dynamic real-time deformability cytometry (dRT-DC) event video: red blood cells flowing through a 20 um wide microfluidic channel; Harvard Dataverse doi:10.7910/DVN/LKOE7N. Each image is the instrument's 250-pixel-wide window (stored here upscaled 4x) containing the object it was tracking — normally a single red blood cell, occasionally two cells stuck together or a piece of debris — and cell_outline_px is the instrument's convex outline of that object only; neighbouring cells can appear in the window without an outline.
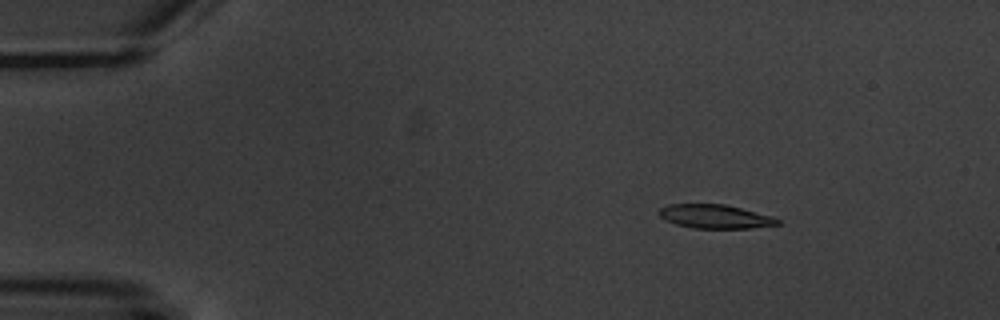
{"species": "common noctule bat (a hibernating species)", "species_latin": "Nyctalus noctula", "temperature_condition": "warm", "stored_images_in_passage": 10, "camera_frame_rate_fps": 3000, "um_per_image_px": 0.085, "animal": {"sex": "male", "body_mass_g": 20.1, "forearm_length_mm": 53.5}, "frame": {"image": 1, "passage_image": 2, "time_ms": 2.0, "image_size_px": [1000, 320], "cell_outline_px": [[780, 224], [752, 228], [692, 228], [676, 224], [664, 220], [656, 212], [660, 208], [668, 204], [724, 204], [772, 216], [780, 220]], "centroid_in_image_um": [60.74, 18.4], "position_along_channel_um": 24.3, "area_um2": 16.47}}
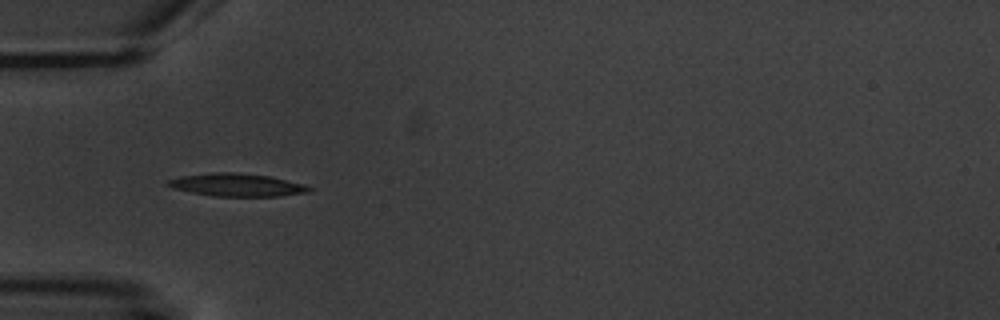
{"frame": {"image": 2, "passage_image": 5, "time_ms": 5.333, "image_size_px": [1000, 320], "cell_outline_px": [[312, 188], [308, 192], [280, 196], [212, 196], [172, 188], [164, 184], [168, 180], [180, 176], [212, 172], [236, 172], [268, 176], [304, 184]], "centroid_in_image_um": [20.09, 15.71], "position_along_channel_um": 64.9, "area_um2": 18.73}}
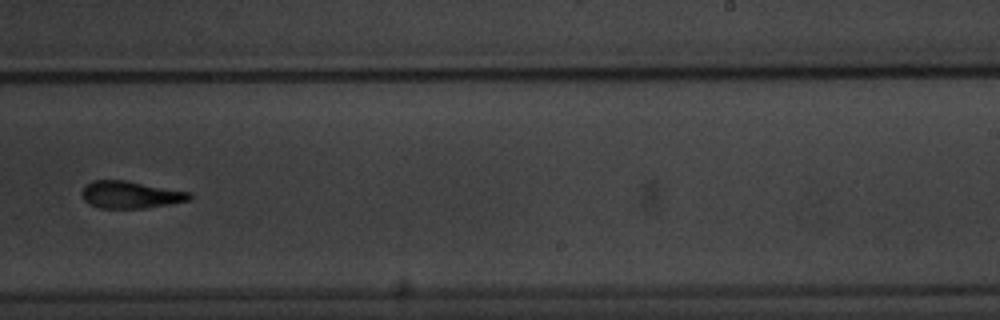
{"frame": {"image": 3, "passage_image": 10, "time_ms": 11.333, "image_size_px": [1000, 320], "cell_outline_px": [[192, 196], [188, 200], [168, 204], [140, 208], [100, 208], [88, 204], [84, 200], [80, 192], [84, 184], [92, 180], [124, 180], [192, 192]], "centroid_in_image_um": [11.03, 16.54], "position_along_channel_um": 278.0, "area_um2": 17.11}}